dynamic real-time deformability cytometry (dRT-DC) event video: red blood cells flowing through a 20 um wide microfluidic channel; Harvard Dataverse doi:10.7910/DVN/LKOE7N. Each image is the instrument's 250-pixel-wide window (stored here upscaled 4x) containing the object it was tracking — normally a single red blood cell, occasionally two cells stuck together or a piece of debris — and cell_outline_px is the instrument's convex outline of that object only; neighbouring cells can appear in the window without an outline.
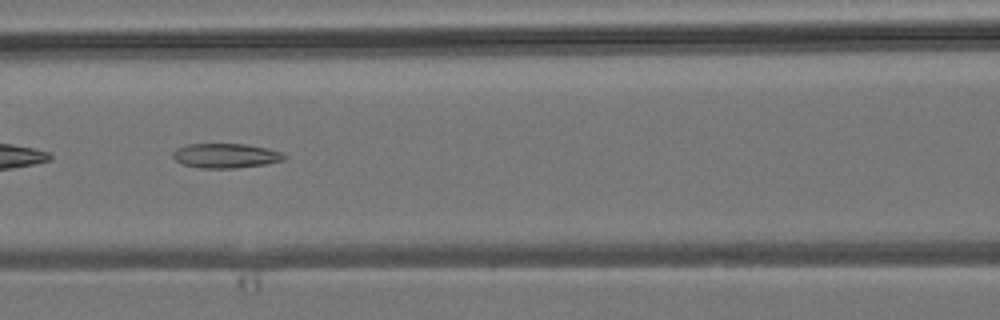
{"species": "common noctule bat (a hibernating species)", "species_latin": "Nyctalus noctula", "temperature_condition": "room temperature", "stored_images_in_passage": 6, "camera_frame_rate_fps": 3000, "um_per_image_px": 0.085, "animal": {"sex": "male", "body_mass_g": 19.2, "forearm_length_mm": 51.8}, "frame": {"image": 1, "passage_image": 6, "time_ms": 5.667, "image_size_px": [1000, 320], "cell_outline_px": [[288, 156], [284, 160], [264, 164], [236, 168], [200, 168], [184, 164], [176, 160], [172, 156], [172, 152], [176, 148], [188, 144], [244, 144], [268, 148], [280, 152]], "centroid_in_image_um": [19.18, 13.23], "position_along_channel_um": 147.4, "area_um2": 15.9}}